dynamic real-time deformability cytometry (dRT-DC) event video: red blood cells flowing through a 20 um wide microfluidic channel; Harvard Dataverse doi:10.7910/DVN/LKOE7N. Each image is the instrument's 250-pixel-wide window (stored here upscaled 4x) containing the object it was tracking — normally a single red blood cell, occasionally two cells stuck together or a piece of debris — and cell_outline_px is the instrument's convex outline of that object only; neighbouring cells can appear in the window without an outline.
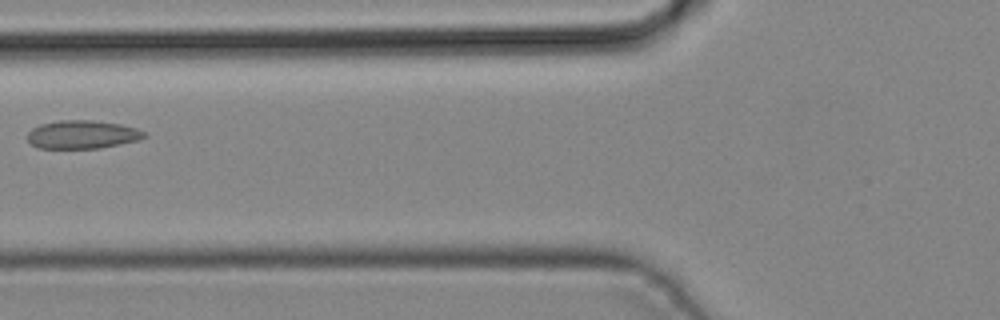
{"species": "common noctule bat (a hibernating species)", "species_latin": "Nyctalus noctula", "temperature_condition": "cold", "stored_images_in_passage": 3, "camera_frame_rate_fps": 3000, "um_per_image_px": 0.085, "animal": {"sex": "male", "body_mass_g": 19.2, "forearm_length_mm": 51.8}, "frame": {"image": 1, "passage_image": 3, "time_ms": 0.667, "image_size_px": [1000, 320], "cell_outline_px": [[148, 136], [140, 140], [100, 148], [36, 148], [28, 140], [28, 132], [32, 128], [40, 124], [60, 120], [92, 120], [120, 124], [136, 128], [144, 132]], "centroid_in_image_um": [7.0, 11.43], "position_along_channel_um": 118.8, "area_um2": 19.31}}